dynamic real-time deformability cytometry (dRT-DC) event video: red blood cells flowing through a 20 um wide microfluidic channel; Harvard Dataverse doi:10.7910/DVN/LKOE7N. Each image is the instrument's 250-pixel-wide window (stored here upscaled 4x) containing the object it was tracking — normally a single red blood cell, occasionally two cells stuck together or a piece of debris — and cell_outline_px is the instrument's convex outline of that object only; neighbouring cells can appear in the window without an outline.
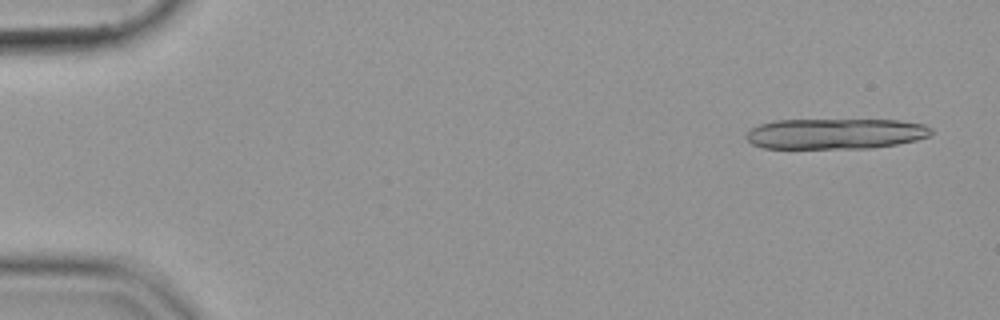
{"species": "common noctule bat (a hibernating species)", "species_latin": "Nyctalus noctula", "temperature_condition": "cold", "stored_images_in_passage": 18, "camera_frame_rate_fps": 3000, "um_per_image_px": 0.085, "animal": {"sex": "female", "body_mass_g": 19.9}, "frame": {"image": 1, "passage_image": 3, "time_ms": 0.667, "image_size_px": [1000, 320], "cell_outline_px": [[932, 132], [928, 136], [916, 140], [896, 144], [872, 148], [764, 148], [752, 144], [744, 136], [752, 128], [760, 124], [776, 120], [900, 120], [924, 124], [932, 128]], "centroid_in_image_um": [71.02, 11.36], "position_along_channel_um": 14.0, "area_um2": 32.95}}